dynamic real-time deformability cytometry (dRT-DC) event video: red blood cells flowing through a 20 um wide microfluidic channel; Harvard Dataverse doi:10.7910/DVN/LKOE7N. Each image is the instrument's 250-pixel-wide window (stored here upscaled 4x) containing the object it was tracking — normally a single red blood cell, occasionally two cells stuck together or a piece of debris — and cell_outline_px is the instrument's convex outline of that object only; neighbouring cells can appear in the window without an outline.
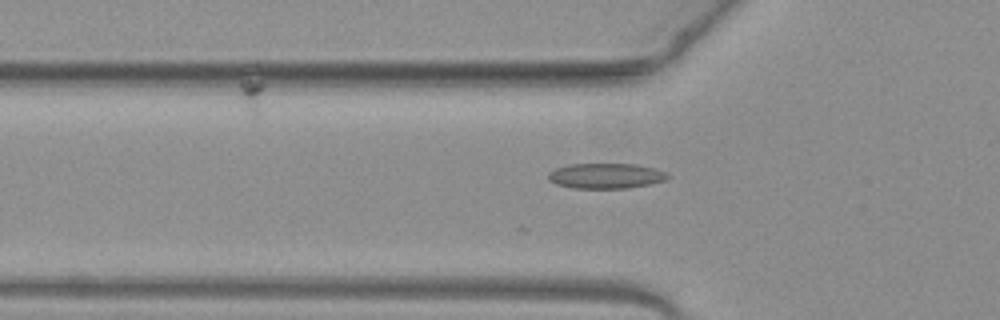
{"species": "common noctule bat (a hibernating species)", "species_latin": "Nyctalus noctula", "temperature_condition": "warm", "stored_images_in_passage": 49, "camera_frame_rate_fps": 3000, "um_per_image_px": 0.085, "animal": {"sex": "female", "body_mass_g": 19.3, "forearm_length_mm": 54.1}, "frame": {"image": 1, "passage_image": 17, "time_ms": 5.333, "image_size_px": [1000, 320], "cell_outline_px": [[668, 176], [664, 180], [648, 184], [628, 188], [572, 188], [556, 184], [548, 180], [548, 172], [556, 168], [568, 164], [636, 164], [652, 168], [664, 172]], "centroid_in_image_um": [51.42, 14.95], "position_along_channel_um": 74.4, "area_um2": 17.4}}
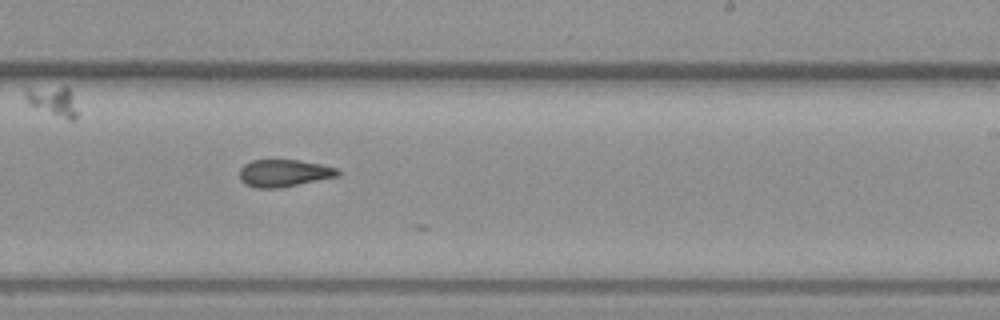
{"frame": {"image": 2, "passage_image": 31, "time_ms": 10.0, "image_size_px": [1000, 320], "cell_outline_px": [[340, 176], [280, 188], [256, 188], [244, 184], [240, 180], [240, 168], [244, 164], [252, 160], [300, 160], [320, 164], [336, 168], [340, 172]], "centroid_in_image_um": [24.13, 14.72], "position_along_channel_um": 264.9, "area_um2": 15.72}}
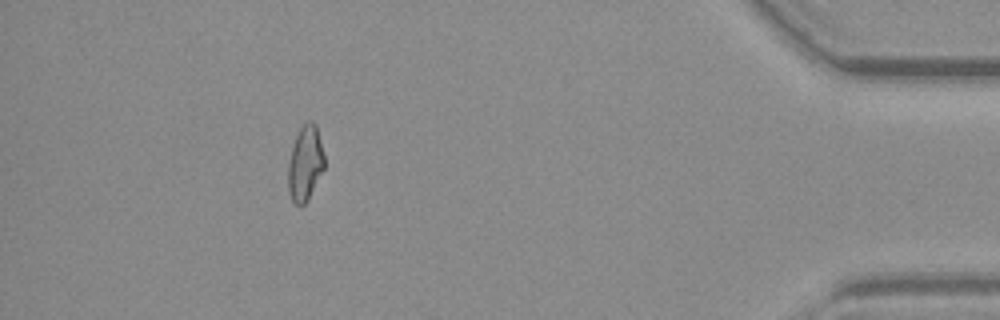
{"frame": {"image": 3, "passage_image": 46, "time_ms": 15.0, "image_size_px": [1000, 320], "cell_outline_px": [[324, 168], [308, 200], [300, 208], [292, 200], [288, 188], [288, 164], [292, 148], [296, 136], [300, 128], [308, 120], [312, 120], [316, 124], [324, 156]], "centroid_in_image_um": [25.94, 13.9], "position_along_channel_um": 409.3, "area_um2": 15.78}}